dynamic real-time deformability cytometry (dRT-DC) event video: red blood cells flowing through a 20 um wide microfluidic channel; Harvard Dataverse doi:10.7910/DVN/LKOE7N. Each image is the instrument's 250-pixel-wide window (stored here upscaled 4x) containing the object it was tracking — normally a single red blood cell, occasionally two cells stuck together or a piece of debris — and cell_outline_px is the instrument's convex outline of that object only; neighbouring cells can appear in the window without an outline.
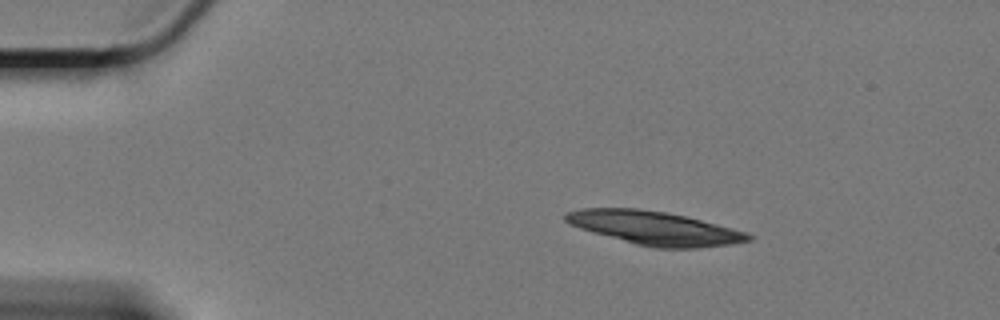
{"species": "Egyptian fruit bat (a non-hibernating species)", "species_latin": "Rousettus aegyptiacus", "temperature_condition": "cold", "stored_images_in_passage": 25, "camera_frame_rate_fps": 3000, "um_per_image_px": 0.085, "animal": {"sex": "female"}, "frame": {"image": 1, "passage_image": 1, "time_ms": 0.0, "image_size_px": [1000, 320], "cell_outline_px": [[752, 240], [732, 244], [696, 248], [652, 248], [636, 244], [580, 228], [564, 220], [564, 212], [580, 208], [636, 208], [664, 212], [684, 216], [748, 232], [752, 236]], "centroid_in_image_um": [55.64, 19.38], "position_along_channel_um": 29.4, "area_um2": 35.43}}
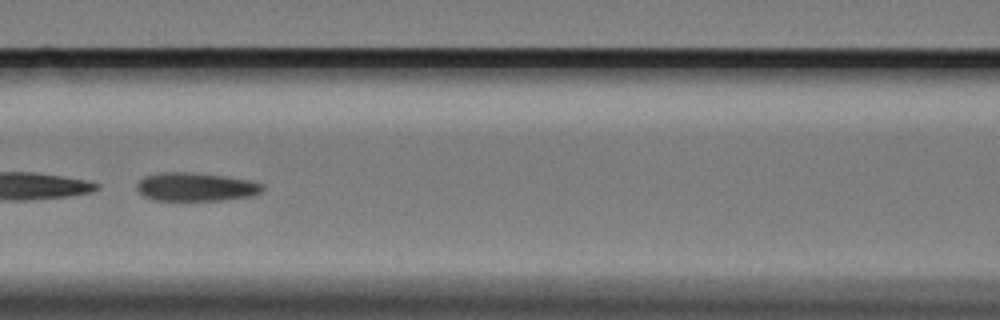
{"frame": {"image": 2, "passage_image": 18, "time_ms": 5.667, "image_size_px": [1000, 320], "cell_outline_px": [[264, 192], [252, 196], [224, 200], [152, 200], [144, 196], [136, 188], [136, 184], [144, 176], [160, 172], [192, 172], [224, 176], [248, 180], [264, 184]], "centroid_in_image_um": [16.66, 15.88], "position_along_channel_um": 149.9, "area_um2": 21.04}}